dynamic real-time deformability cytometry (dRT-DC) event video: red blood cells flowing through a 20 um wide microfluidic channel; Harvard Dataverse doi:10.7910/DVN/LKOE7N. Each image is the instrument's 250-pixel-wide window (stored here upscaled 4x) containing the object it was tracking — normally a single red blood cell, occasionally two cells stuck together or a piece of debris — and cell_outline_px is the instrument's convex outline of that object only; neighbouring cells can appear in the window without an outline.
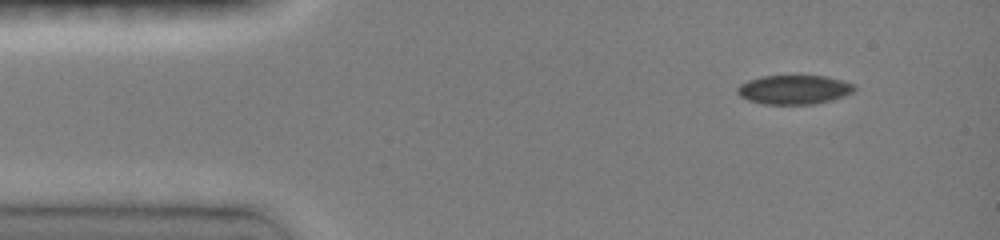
{"species": "common noctule bat (a hibernating species)", "species_latin": "Nyctalus noctula", "temperature_condition": "room temperature", "stored_images_in_passage": 25, "camera_frame_rate_fps": 3000, "um_per_image_px": 0.085, "animal": {"sex": "female", "body_mass_g": 19.0, "forearm_length_mm": 51.5}, "frame": {"image": 1, "passage_image": 1, "time_ms": 0.0, "image_size_px": [1000, 240], "cell_outline_px": [[856, 88], [852, 92], [844, 96], [812, 104], [764, 104], [748, 100], [740, 96], [736, 92], [736, 88], [740, 84], [748, 80], [760, 76], [824, 76], [840, 80], [852, 84]], "centroid_in_image_um": [67.43, 7.62], "position_along_channel_um": 17.6, "area_um2": 19.65}}
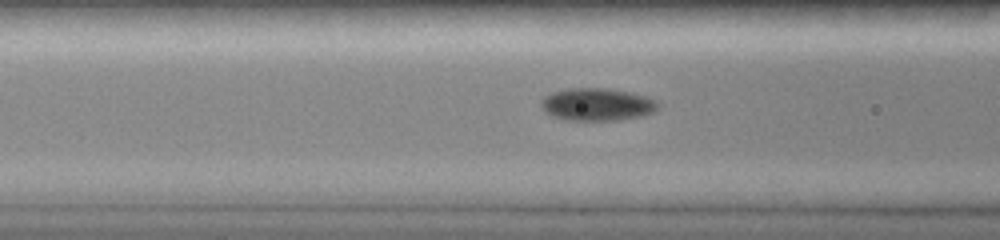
{"frame": {"image": 2, "passage_image": 13, "time_ms": 4.333, "image_size_px": [1000, 240], "cell_outline_px": [[660, 104], [656, 112], [644, 116], [620, 120], [564, 120], [552, 116], [540, 104], [540, 100], [544, 96], [552, 92], [568, 88], [608, 88], [632, 92], [648, 96], [656, 100]], "centroid_in_image_um": [50.82, 8.87], "position_along_channel_um": 115.8, "area_um2": 22.6}}
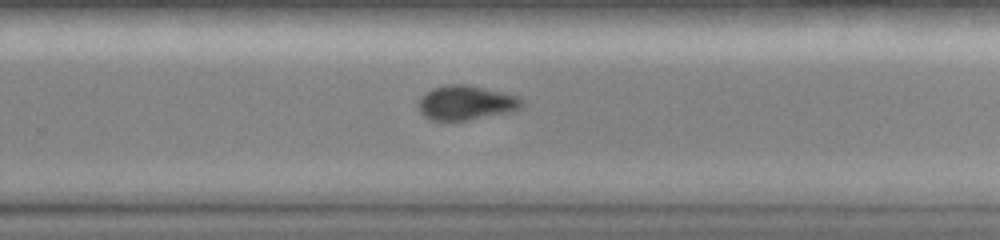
{"frame": {"image": 3, "passage_image": 24, "time_ms": 8.667, "image_size_px": [1000, 240], "cell_outline_px": [[524, 104], [520, 108], [512, 112], [468, 120], [428, 120], [420, 112], [420, 96], [432, 88], [448, 84], [468, 84], [520, 96], [524, 100]], "centroid_in_image_um": [39.65, 8.73], "position_along_channel_um": 290.1, "area_um2": 20.98}}